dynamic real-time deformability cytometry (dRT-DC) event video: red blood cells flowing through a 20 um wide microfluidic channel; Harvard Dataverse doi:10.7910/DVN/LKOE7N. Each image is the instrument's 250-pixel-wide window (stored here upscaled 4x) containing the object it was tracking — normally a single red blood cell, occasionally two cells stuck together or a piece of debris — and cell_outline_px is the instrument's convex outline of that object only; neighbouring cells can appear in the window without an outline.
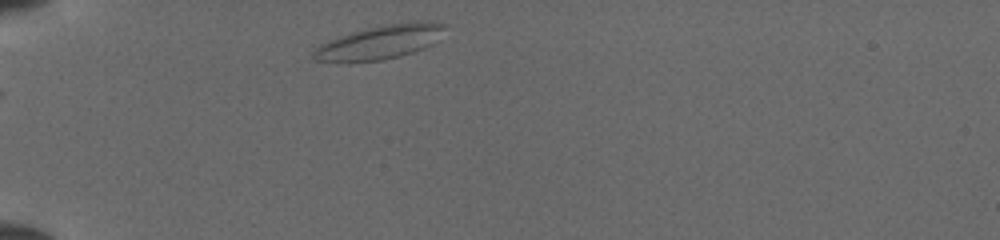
{"species": "common noctule bat (a hibernating species)", "species_latin": "Nyctalus noctula", "temperature_condition": "cold", "stored_images_in_passage": 33, "camera_frame_rate_fps": 3000, "um_per_image_px": 0.085, "animal": {"sex": "female", "body_mass_g": 19.5, "forearm_length_mm": 54.1}, "frame": {"image": 1, "passage_image": 1, "time_ms": 0.0, "image_size_px": [1000, 240], "cell_outline_px": [[448, 24], [432, 44], [424, 48], [400, 56], [384, 60], [316, 60], [312, 56], [312, 52], [320, 44], [336, 36], [368, 28], [408, 20], [432, 20]], "centroid_in_image_um": [32.38, 3.53], "position_along_channel_um": 52.6, "area_um2": 25.72}}
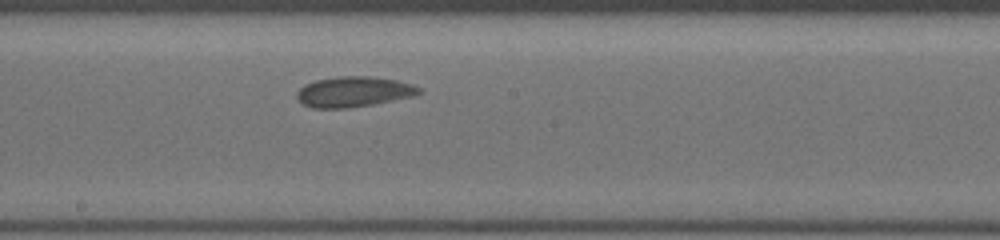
{"frame": {"image": 2, "passage_image": 15, "time_ms": 4.667, "image_size_px": [1000, 240], "cell_outline_px": [[424, 92], [412, 96], [372, 104], [348, 108], [312, 108], [304, 104], [296, 96], [296, 92], [304, 84], [316, 80], [336, 76], [368, 76], [396, 80], [412, 84], [420, 88]], "centroid_in_image_um": [30.05, 7.79], "position_along_channel_um": 218.2, "area_um2": 21.56}}
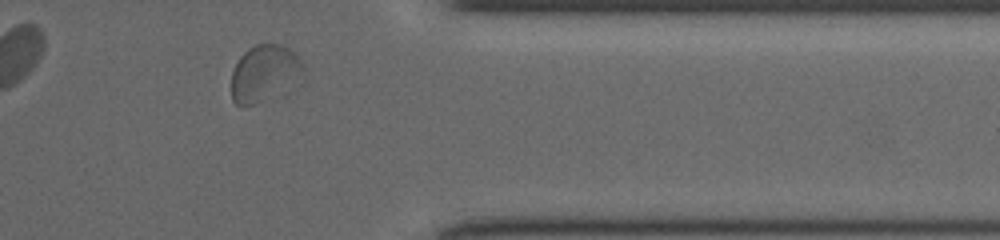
{"frame": {"image": 3, "passage_image": 28, "time_ms": 9.0, "image_size_px": [1000, 240], "cell_outline_px": [[304, 68], [252, 104], [236, 104], [232, 100], [232, 72], [240, 56], [248, 48], [256, 44], [280, 44], [288, 48], [300, 60]], "centroid_in_image_um": [22.3, 6.09], "position_along_channel_um": 389.1, "area_um2": 21.1}}